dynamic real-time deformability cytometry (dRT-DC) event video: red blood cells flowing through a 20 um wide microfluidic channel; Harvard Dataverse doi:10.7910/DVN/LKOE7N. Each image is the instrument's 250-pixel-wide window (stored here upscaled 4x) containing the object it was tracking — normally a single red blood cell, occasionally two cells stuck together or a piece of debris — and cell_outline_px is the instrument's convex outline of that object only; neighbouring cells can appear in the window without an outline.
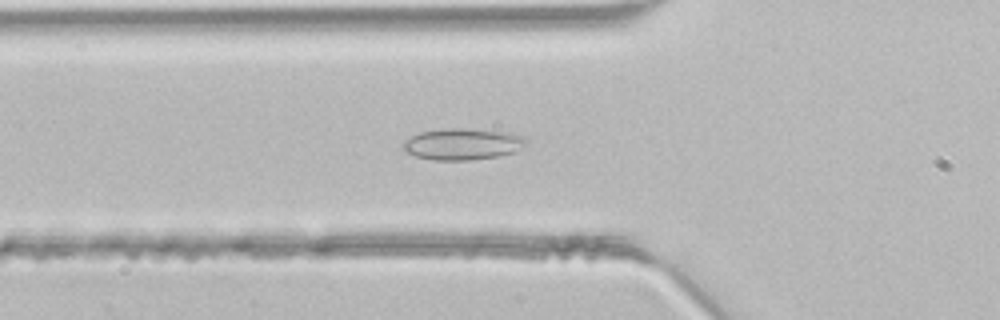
{"species": "common noctule bat (a hibernating species)", "species_latin": "Nyctalus noctula", "temperature_condition": "room temperature", "stored_images_in_passage": 34, "camera_frame_rate_fps": 3000, "um_per_image_px": 0.085, "animal": {"sex": "male", "body_mass_g": 21.5, "forearm_length_mm": 52.0}, "frame": {"image": 1, "passage_image": 4, "time_ms": 1.0, "image_size_px": [1000, 320], "cell_outline_px": [[528, 140], [520, 148], [512, 152], [500, 156], [468, 160], [432, 160], [416, 156], [404, 152], [404, 140], [420, 132], [440, 128], [460, 128], [508, 132], [524, 136]], "centroid_in_image_um": [39.3, 12.24], "position_along_channel_um": 86.5, "area_um2": 22.54}}
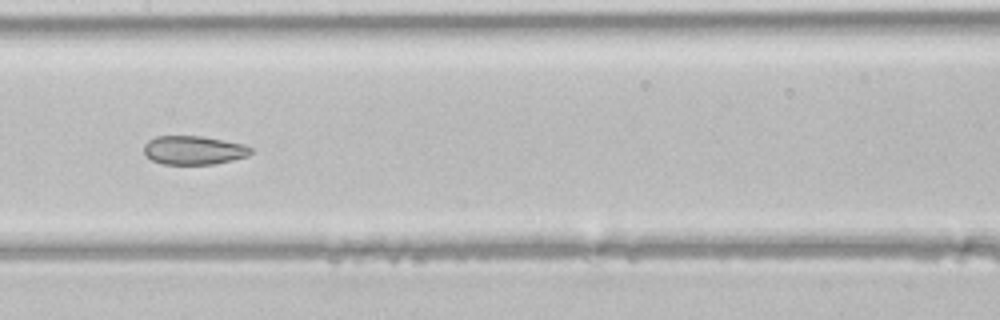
{"frame": {"image": 2, "passage_image": 11, "time_ms": 3.333, "image_size_px": [1000, 320], "cell_outline_px": [[252, 152], [248, 156], [232, 160], [212, 164], [164, 164], [152, 160], [144, 152], [144, 144], [148, 140], [156, 136], [200, 136], [244, 144], [252, 148]], "centroid_in_image_um": [16.47, 12.76], "position_along_channel_um": 190.9, "area_um2": 17.8}}
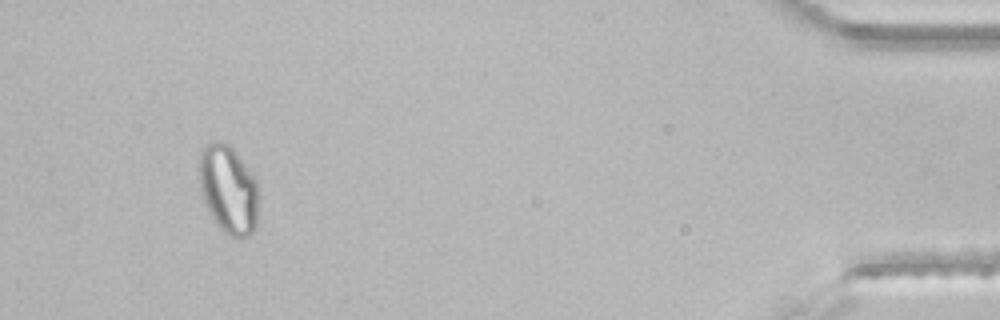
{"frame": {"image": 3, "passage_image": 31, "time_ms": 10.0, "image_size_px": [1000, 320], "cell_outline_px": [[256, 228], [248, 236], [240, 240], [228, 236], [216, 224], [204, 200], [200, 188], [200, 152], [204, 144], [208, 140], [216, 140], [228, 144], [232, 148], [256, 180]], "centroid_in_image_um": [19.39, 16.11], "position_along_channel_um": 415.8, "area_um2": 30.29}}